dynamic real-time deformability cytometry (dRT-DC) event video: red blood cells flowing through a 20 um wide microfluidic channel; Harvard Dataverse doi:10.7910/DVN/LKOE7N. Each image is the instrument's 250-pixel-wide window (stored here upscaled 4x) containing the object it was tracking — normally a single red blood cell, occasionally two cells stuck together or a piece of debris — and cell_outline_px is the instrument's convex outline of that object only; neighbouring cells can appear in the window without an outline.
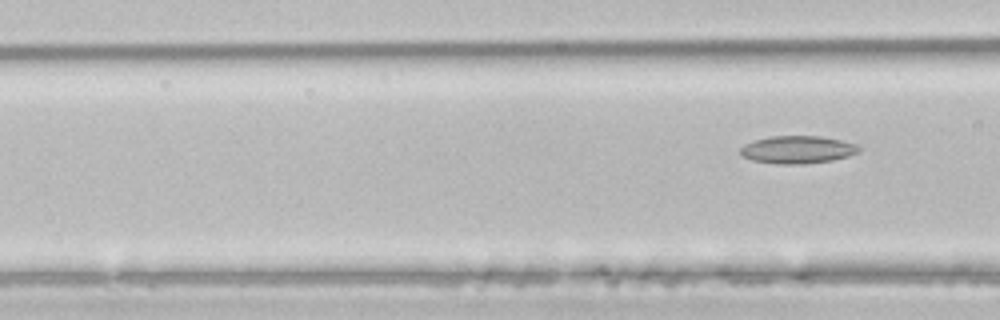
{"species": "common noctule bat (a hibernating species)", "species_latin": "Nyctalus noctula", "temperature_condition": "room temperature", "stored_images_in_passage": 5, "camera_frame_rate_fps": 3000, "um_per_image_px": 0.085, "animal": {"sex": "male", "body_mass_g": 21.5, "forearm_length_mm": 52.0}, "frame": {"image": 1, "passage_image": 5, "time_ms": 1.333, "image_size_px": [1000, 320], "cell_outline_px": [[860, 152], [848, 156], [832, 160], [800, 164], [776, 164], [752, 160], [744, 156], [740, 152], [740, 148], [744, 144], [752, 140], [768, 136], [820, 136], [840, 140], [856, 144], [860, 148]], "centroid_in_image_um": [67.77, 12.71], "position_along_channel_um": 98.8, "area_um2": 19.13}}